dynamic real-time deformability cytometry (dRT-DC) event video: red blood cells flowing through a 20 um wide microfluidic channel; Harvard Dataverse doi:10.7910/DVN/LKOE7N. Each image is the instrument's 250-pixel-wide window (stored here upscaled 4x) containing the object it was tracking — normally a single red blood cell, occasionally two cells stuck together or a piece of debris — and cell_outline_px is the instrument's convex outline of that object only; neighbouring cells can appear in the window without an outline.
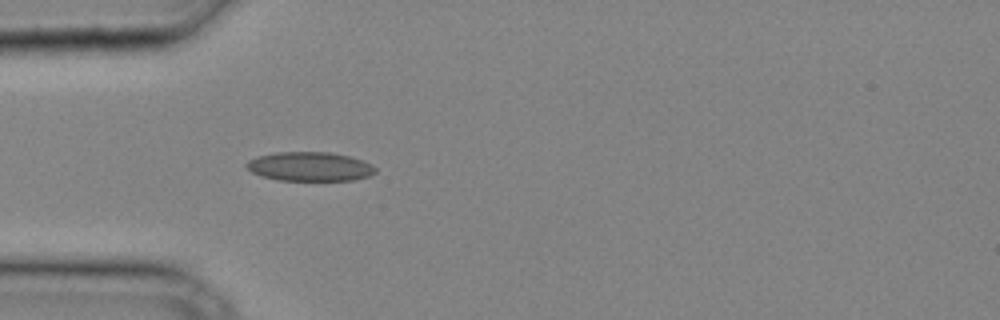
{"species": "common noctule bat (a hibernating species)", "species_latin": "Nyctalus noctula", "temperature_condition": "cold", "stored_images_in_passage": 25, "camera_frame_rate_fps": 3000, "um_per_image_px": 0.085, "animal": {"sex": "male", "body_mass_g": 20.4}, "frame": {"image": 1, "passage_image": 1, "time_ms": 0.0, "image_size_px": [1000, 320], "cell_outline_px": [[376, 172], [368, 176], [352, 180], [276, 180], [260, 176], [252, 172], [244, 164], [248, 160], [256, 156], [276, 152], [328, 152], [348, 156], [372, 164], [376, 168]], "centroid_in_image_um": [26.29, 14.15], "position_along_channel_um": 58.7, "area_um2": 21.85}}
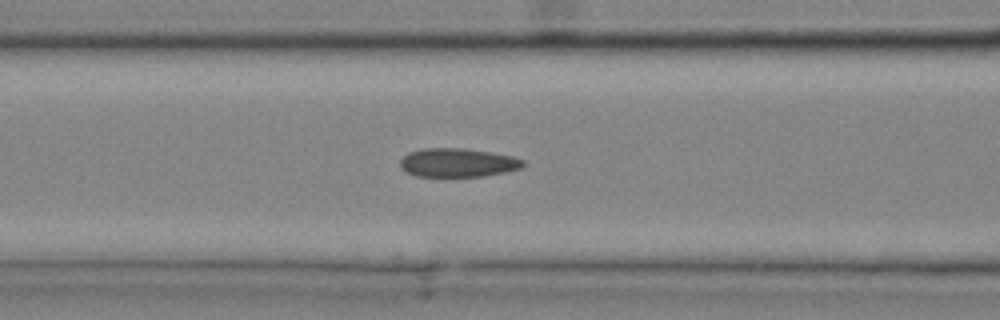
{"frame": {"image": 2, "passage_image": 5, "time_ms": 1.333, "image_size_px": [1000, 320], "cell_outline_px": [[524, 164], [520, 168], [504, 172], [484, 176], [416, 176], [400, 168], [400, 160], [408, 152], [424, 148], [464, 148], [492, 152], [512, 156], [524, 160]], "centroid_in_image_um": [38.89, 13.81], "position_along_channel_um": 127.7, "area_um2": 20.52}}
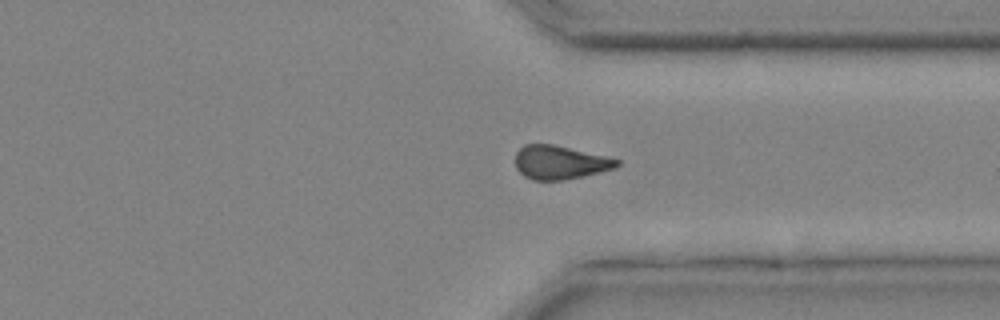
{"frame": {"image": 3, "passage_image": 18, "time_ms": 5.667, "image_size_px": [1000, 320], "cell_outline_px": [[620, 164], [616, 168], [600, 172], [564, 180], [532, 180], [524, 176], [516, 168], [516, 152], [524, 144], [552, 144], [608, 156], [620, 160]], "centroid_in_image_um": [47.61, 13.8], "position_along_channel_um": 363.8, "area_um2": 20.0}}